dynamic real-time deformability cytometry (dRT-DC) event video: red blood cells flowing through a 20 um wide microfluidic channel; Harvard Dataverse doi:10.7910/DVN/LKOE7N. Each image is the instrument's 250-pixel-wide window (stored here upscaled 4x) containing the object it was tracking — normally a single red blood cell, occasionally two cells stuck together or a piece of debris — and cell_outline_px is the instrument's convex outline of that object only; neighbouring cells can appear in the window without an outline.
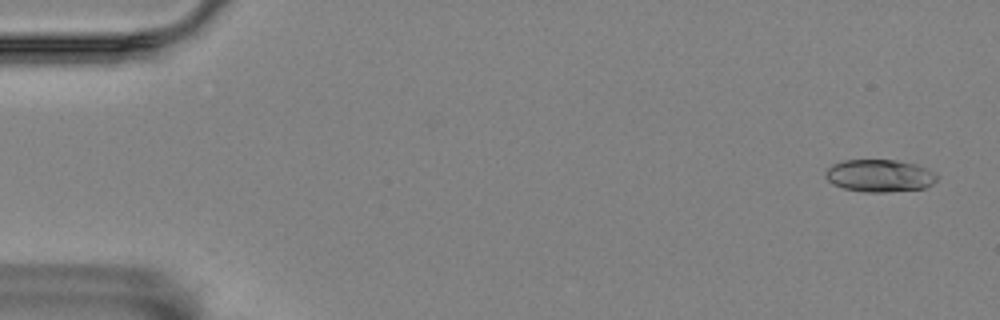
{"species": "Egyptian fruit bat (a non-hibernating species)", "species_latin": "Rousettus aegyptiacus", "temperature_condition": "room temperature", "stored_images_in_passage": 5, "camera_frame_rate_fps": 3000, "um_per_image_px": 0.085, "animal": {"sex": "female"}, "frame": {"image": 1, "passage_image": 1, "time_ms": 0.0, "image_size_px": [1000, 320], "cell_outline_px": [[936, 180], [932, 184], [924, 188], [888, 192], [864, 192], [844, 188], [832, 184], [824, 176], [824, 172], [832, 164], [844, 160], [896, 160], [916, 164], [932, 172], [936, 176]], "centroid_in_image_um": [74.71, 14.93], "position_along_channel_um": 10.3, "area_um2": 20.98}}
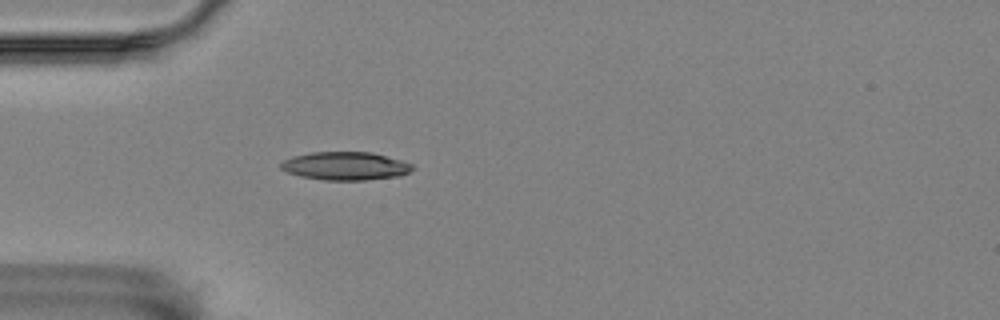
{"frame": {"image": 2, "passage_image": 5, "time_ms": 1.333, "image_size_px": [1000, 320], "cell_outline_px": [[416, 168], [400, 176], [364, 180], [324, 180], [300, 176], [288, 172], [280, 168], [280, 164], [284, 160], [292, 156], [312, 152], [372, 152], [400, 160], [412, 164]], "centroid_in_image_um": [29.36, 14.11], "position_along_channel_um": 55.6, "area_um2": 21.62}}